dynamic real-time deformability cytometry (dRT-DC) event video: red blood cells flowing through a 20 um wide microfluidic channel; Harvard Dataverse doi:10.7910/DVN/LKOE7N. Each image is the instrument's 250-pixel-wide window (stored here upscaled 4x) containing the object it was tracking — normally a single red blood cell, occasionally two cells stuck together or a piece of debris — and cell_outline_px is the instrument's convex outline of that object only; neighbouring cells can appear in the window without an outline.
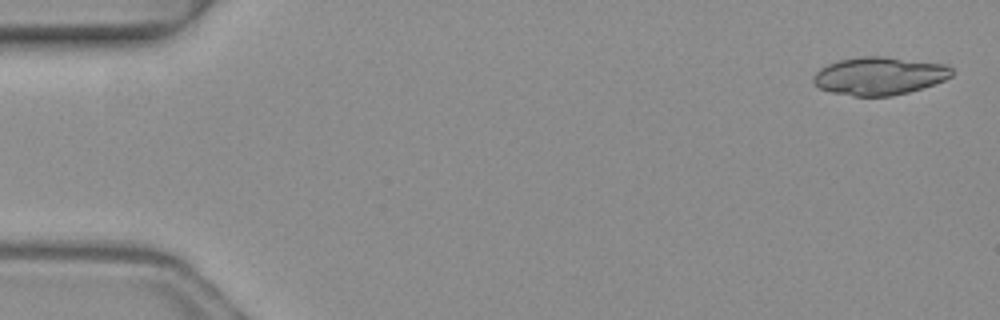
{"species": "common noctule bat (a hibernating species)", "species_latin": "Nyctalus noctula", "temperature_condition": "warm", "stored_images_in_passage": 6, "camera_frame_rate_fps": 3000, "um_per_image_px": 0.085, "animal": {"sex": "female", "body_mass_g": 19.3, "forearm_length_mm": 54.1}, "frame": {"image": 1, "passage_image": 1, "time_ms": 0.0, "image_size_px": [1000, 320], "cell_outline_px": [[952, 76], [944, 80], [908, 92], [892, 96], [852, 96], [832, 92], [820, 88], [812, 80], [812, 76], [820, 68], [836, 60], [860, 56], [884, 56], [948, 64], [952, 68]], "centroid_in_image_um": [74.73, 6.44], "position_along_channel_um": 10.3, "area_um2": 30.75}}
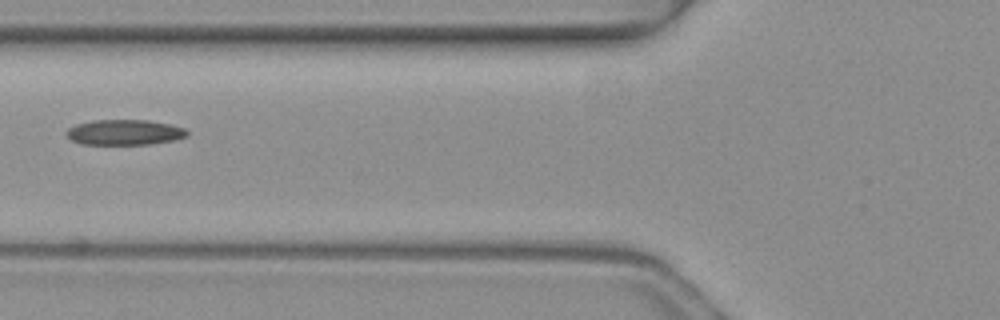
{"frame": {"image": 2, "passage_image": 6, "time_ms": 1.667, "image_size_px": [1000, 320], "cell_outline_px": [[188, 136], [172, 140], [148, 144], [80, 144], [72, 140], [64, 132], [68, 128], [76, 124], [92, 120], [148, 120], [172, 124], [184, 128], [188, 132]], "centroid_in_image_um": [10.57, 11.24], "position_along_channel_um": 115.2, "area_um2": 17.86}}